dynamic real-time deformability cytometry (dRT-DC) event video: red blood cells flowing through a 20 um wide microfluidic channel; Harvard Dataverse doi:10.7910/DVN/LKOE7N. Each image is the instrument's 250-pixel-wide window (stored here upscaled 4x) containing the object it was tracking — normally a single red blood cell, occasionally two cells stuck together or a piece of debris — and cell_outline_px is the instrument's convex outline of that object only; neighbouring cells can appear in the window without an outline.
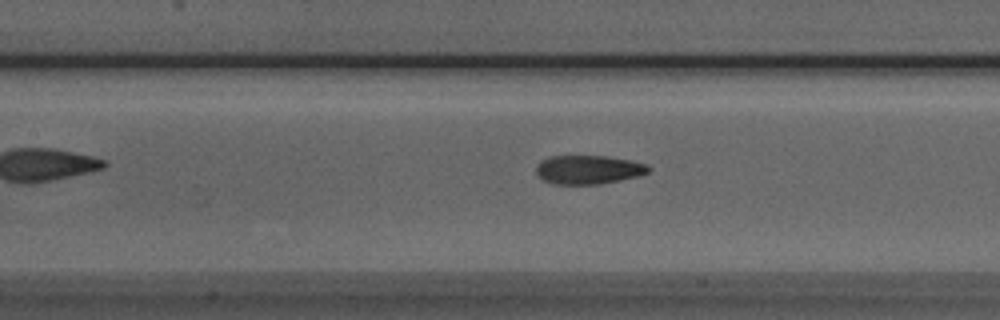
{"species": "Egyptian fruit bat (a non-hibernating species)", "species_latin": "Rousettus aegyptiacus", "temperature_condition": "room temperature", "stored_images_in_passage": 31, "camera_frame_rate_fps": 3000, "um_per_image_px": 0.085, "animal": {"sex": "male"}, "frame": {"image": 1, "passage_image": 10, "time_ms": 3.0, "image_size_px": [1000, 320], "cell_outline_px": [[652, 168], [648, 172], [636, 176], [620, 180], [600, 184], [556, 184], [540, 180], [536, 172], [536, 168], [540, 160], [548, 156], [608, 156], [632, 160], [648, 164]], "centroid_in_image_um": [50.0, 14.41], "position_along_channel_um": 157.4, "area_um2": 19.07}}
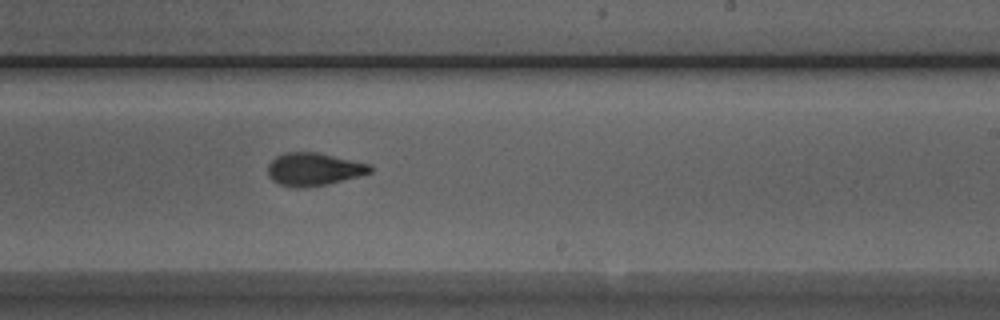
{"frame": {"image": 2, "passage_image": 18, "time_ms": 5.667, "image_size_px": [1000, 320], "cell_outline_px": [[372, 172], [328, 184], [296, 188], [280, 184], [272, 180], [268, 176], [268, 164], [276, 156], [284, 152], [316, 152], [368, 164], [372, 168]], "centroid_in_image_um": [26.62, 14.38], "position_along_channel_um": 262.4, "area_um2": 19.31}}
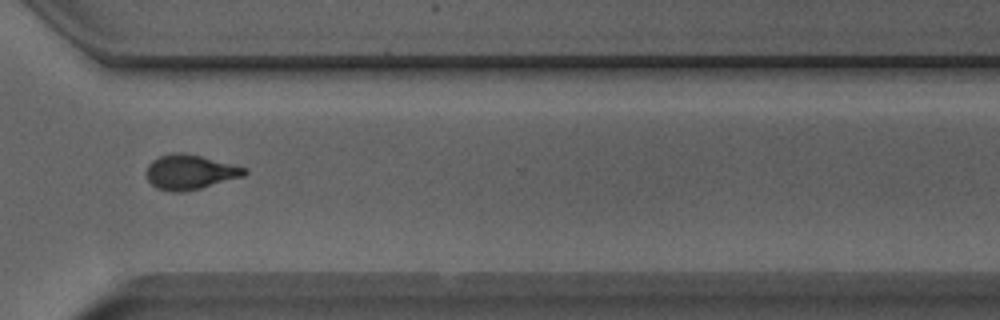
{"frame": {"image": 3, "passage_image": 25, "time_ms": 8.0, "image_size_px": [1000, 320], "cell_outline_px": [[248, 172], [244, 176], [200, 188], [184, 192], [172, 192], [156, 188], [148, 180], [144, 172], [148, 164], [152, 160], [160, 156], [172, 152], [184, 152], [248, 168]], "centroid_in_image_um": [16.12, 14.62], "position_along_channel_um": 354.5, "area_um2": 20.0}, "authors_computed_cell_mechanics": {"area_um2": 19.5364, "velocity_mm_per_s": 3.9426, "shape_relaxation_time_tau1_ms": 5.2562, "shape_relaxation_time_tau2_ms": 1.5862, "deformation_change_tau1": 0.1738, "deformation_change_tau2": 0.0829}}